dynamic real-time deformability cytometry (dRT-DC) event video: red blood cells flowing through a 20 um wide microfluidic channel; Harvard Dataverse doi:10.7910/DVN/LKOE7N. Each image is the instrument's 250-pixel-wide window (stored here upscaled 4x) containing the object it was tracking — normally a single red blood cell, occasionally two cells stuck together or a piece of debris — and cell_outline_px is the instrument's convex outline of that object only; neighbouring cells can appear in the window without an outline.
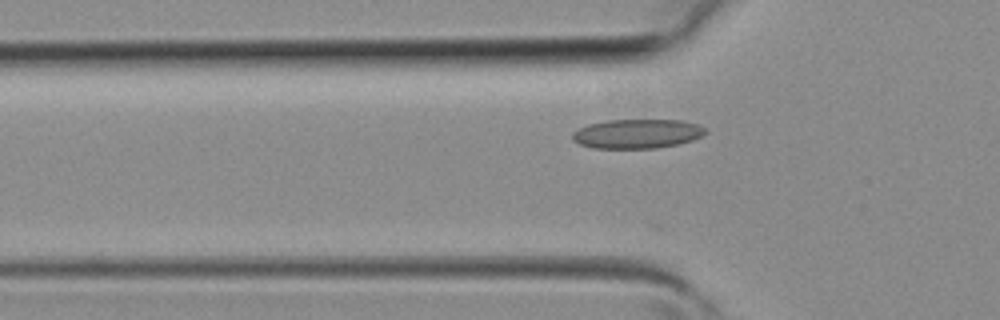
{"species": "common noctule bat (a hibernating species)", "species_latin": "Nyctalus noctula", "temperature_condition": "room temperature", "stored_images_in_passage": 2, "camera_frame_rate_fps": 3000, "um_per_image_px": 0.085, "animal": {"sex": "female", "body_mass_g": 19.3, "forearm_length_mm": 54.1}, "frame": {"image": 1, "passage_image": 2, "time_ms": 0.333, "image_size_px": [1000, 320], "cell_outline_px": [[708, 132], [692, 140], [680, 144], [656, 148], [592, 148], [580, 144], [572, 140], [572, 132], [588, 124], [608, 120], [680, 120], [696, 124], [704, 128]], "centroid_in_image_um": [54.14, 11.37], "position_along_channel_um": 71.7, "area_um2": 22.66}}